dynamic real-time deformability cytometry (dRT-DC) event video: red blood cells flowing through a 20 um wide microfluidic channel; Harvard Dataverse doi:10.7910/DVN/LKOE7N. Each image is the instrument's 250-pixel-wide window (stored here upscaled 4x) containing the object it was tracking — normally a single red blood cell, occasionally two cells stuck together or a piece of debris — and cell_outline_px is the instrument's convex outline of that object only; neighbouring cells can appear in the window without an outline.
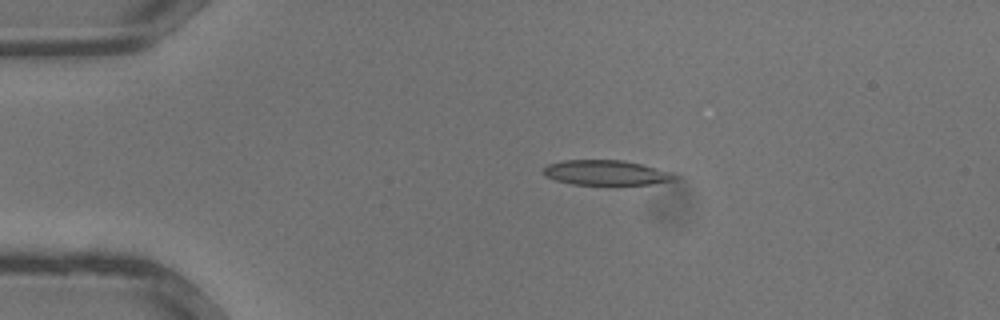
{"species": "common noctule bat (a hibernating species)", "species_latin": "Nyctalus noctula", "temperature_condition": "warm", "stored_images_in_passage": 33, "camera_frame_rate_fps": 3000, "um_per_image_px": 0.085, "animal": {"sex": "male", "body_mass_g": 13.3}, "frame": {"image": 1, "passage_image": 6, "time_ms": 1.667, "image_size_px": [1000, 320], "cell_outline_px": [[680, 176], [676, 180], [652, 184], [572, 184], [556, 180], [544, 176], [544, 168], [548, 164], [564, 160], [624, 160], [672, 172]], "centroid_in_image_um": [51.55, 14.68], "position_along_channel_um": 33.4, "area_um2": 19.02}}
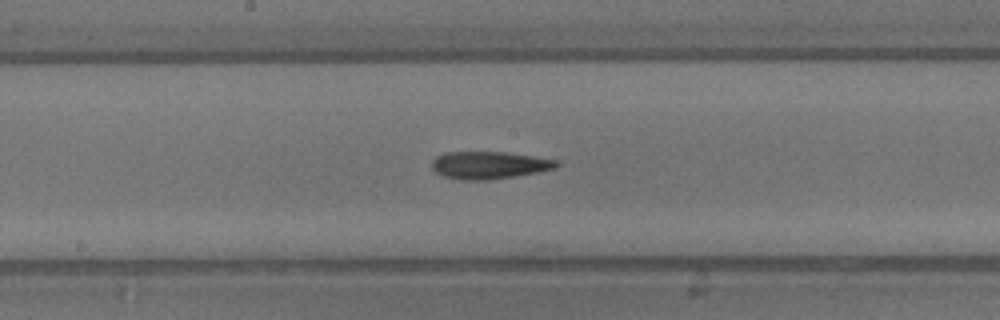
{"frame": {"image": 2, "passage_image": 17, "time_ms": 5.333, "image_size_px": [1000, 320], "cell_outline_px": [[560, 164], [556, 168], [540, 172], [488, 180], [464, 180], [444, 176], [436, 172], [432, 168], [432, 160], [436, 156], [444, 152], [504, 152], [532, 156], [556, 160]], "centroid_in_image_um": [41.57, 14.03], "position_along_channel_um": 206.6, "area_um2": 19.88}}
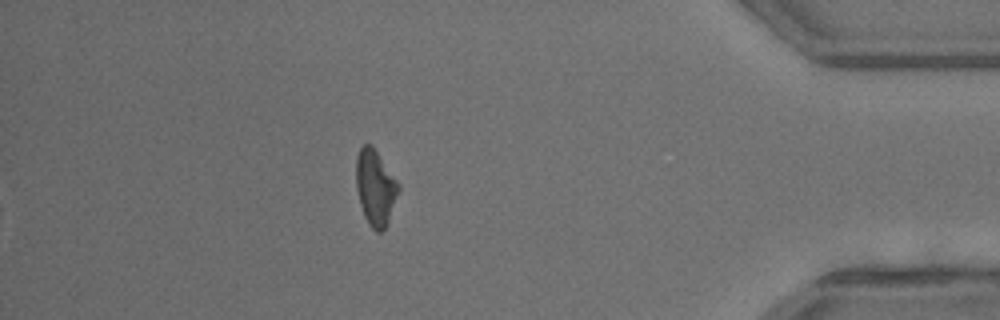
{"frame": {"image": 3, "passage_image": 29, "time_ms": 9.333, "image_size_px": [1000, 320], "cell_outline_px": [[400, 188], [388, 224], [380, 232], [376, 232], [368, 224], [364, 216], [360, 204], [356, 188], [356, 156], [360, 148], [364, 144], [372, 144], [400, 184]], "centroid_in_image_um": [31.91, 15.94], "position_along_channel_um": 403.3, "area_um2": 18.9}}